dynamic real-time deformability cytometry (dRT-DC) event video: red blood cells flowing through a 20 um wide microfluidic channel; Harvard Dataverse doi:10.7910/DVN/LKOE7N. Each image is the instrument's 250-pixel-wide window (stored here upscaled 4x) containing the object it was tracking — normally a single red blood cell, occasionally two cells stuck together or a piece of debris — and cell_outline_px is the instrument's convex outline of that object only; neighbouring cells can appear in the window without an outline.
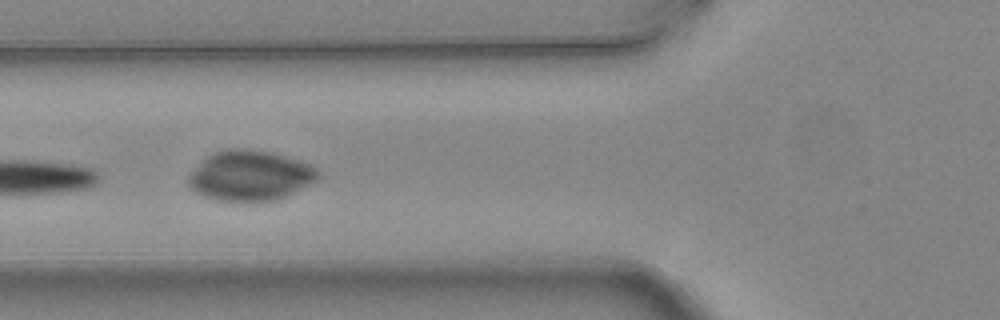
{"species": "common noctule bat (a hibernating species)", "species_latin": "Nyctalus noctula", "temperature_condition": "warm", "stored_images_in_passage": 4, "camera_frame_rate_fps": 3000, "um_per_image_px": 0.085, "animal": {"sex": "female", "body_mass_g": 24.6, "forearm_length_mm": 56.2}, "frame": {"image": 1, "passage_image": 4, "time_ms": 1.0, "image_size_px": [1000, 320], "cell_outline_px": [[320, 176], [316, 180], [276, 200], [252, 204], [244, 204], [216, 200], [204, 196], [196, 192], [188, 184], [188, 176], [212, 152], [228, 148], [244, 148], [272, 152], [308, 164], [316, 168], [320, 172]], "centroid_in_image_um": [21.23, 14.96], "position_along_channel_um": 104.6, "area_um2": 38.15}}